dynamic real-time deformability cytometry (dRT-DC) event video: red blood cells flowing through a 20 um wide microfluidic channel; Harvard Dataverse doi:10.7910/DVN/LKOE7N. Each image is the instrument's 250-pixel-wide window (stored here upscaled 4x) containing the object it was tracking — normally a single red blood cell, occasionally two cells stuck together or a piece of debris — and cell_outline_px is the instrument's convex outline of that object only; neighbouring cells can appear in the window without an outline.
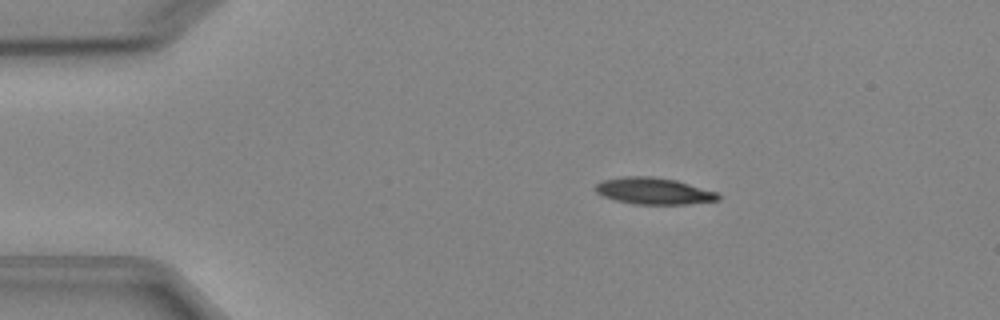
{"species": "Egyptian fruit bat (a non-hibernating species)", "species_latin": "Rousettus aegyptiacus", "temperature_condition": "cold", "stored_images_in_passage": 6, "camera_frame_rate_fps": 3000, "um_per_image_px": 0.085, "animal": {"sex": "female"}, "frame": {"image": 1, "passage_image": 2, "time_ms": 1.0, "image_size_px": [1000, 320], "cell_outline_px": [[720, 200], [688, 204], [636, 204], [616, 200], [604, 196], [596, 192], [596, 184], [604, 180], [620, 176], [652, 176], [676, 180], [716, 192], [720, 196]], "centroid_in_image_um": [55.57, 16.23], "position_along_channel_um": 29.4, "area_um2": 18.9}}
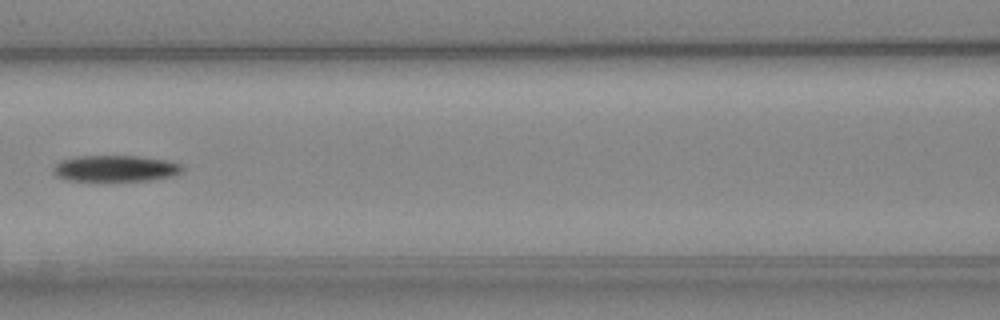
{"frame": {"image": 2, "passage_image": 6, "time_ms": 5.667, "image_size_px": [1000, 320], "cell_outline_px": [[184, 172], [176, 176], [152, 180], [104, 184], [100, 184], [64, 180], [56, 176], [52, 172], [52, 168], [60, 160], [76, 156], [136, 156], [168, 160], [180, 164], [184, 168]], "centroid_in_image_um": [9.78, 14.38], "position_along_channel_um": 156.8, "area_um2": 21.27}}